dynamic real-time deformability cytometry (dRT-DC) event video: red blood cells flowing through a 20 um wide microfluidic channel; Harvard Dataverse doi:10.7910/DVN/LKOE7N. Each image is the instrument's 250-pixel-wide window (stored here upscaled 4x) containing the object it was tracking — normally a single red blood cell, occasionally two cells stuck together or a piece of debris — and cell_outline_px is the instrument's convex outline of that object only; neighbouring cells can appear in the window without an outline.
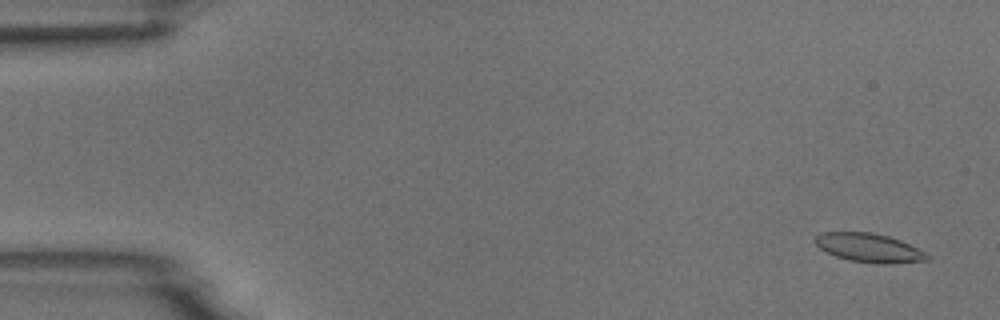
{"species": "common noctule bat (a hibernating species)", "species_latin": "Nyctalus noctula", "temperature_condition": "room temperature", "stored_images_in_passage": 55, "camera_frame_rate_fps": 3000, "um_per_image_px": 0.085, "animal": {"sex": "male", "body_mass_g": 18.8}, "frame": {"image": 1, "passage_image": 3, "time_ms": 0.667, "image_size_px": [1000, 320], "cell_outline_px": [[928, 260], [888, 264], [876, 264], [848, 260], [836, 256], [820, 248], [812, 240], [820, 232], [872, 232], [888, 236], [900, 240], [924, 252], [928, 256]], "centroid_in_image_um": [73.82, 21.06], "position_along_channel_um": 11.2, "area_um2": 18.73}}
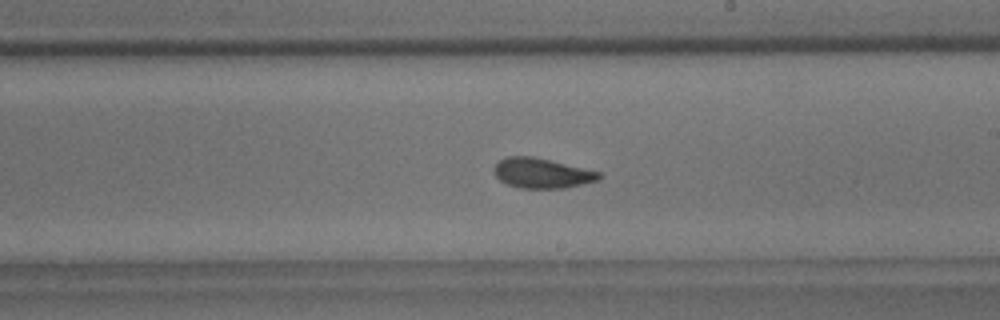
{"frame": {"image": 2, "passage_image": 32, "time_ms": 10.333, "image_size_px": [1000, 320], "cell_outline_px": [[604, 176], [600, 180], [564, 188], [520, 188], [508, 184], [500, 180], [492, 172], [492, 168], [500, 160], [508, 156], [532, 156], [600, 172]], "centroid_in_image_um": [46.06, 14.72], "position_along_channel_um": 242.9, "area_um2": 18.32}}
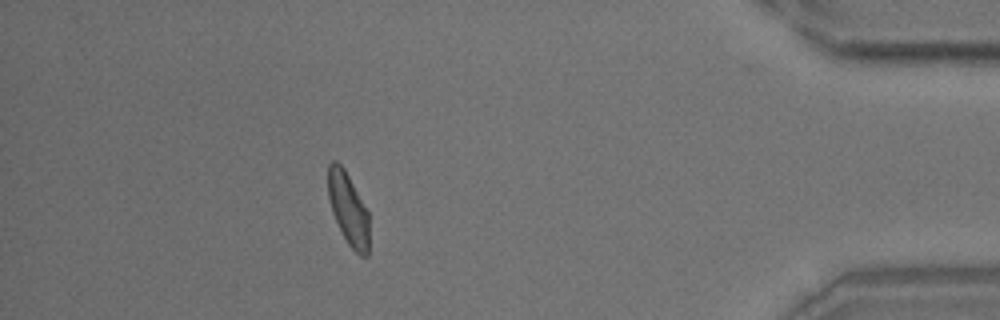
{"frame": {"image": 3, "passage_image": 49, "time_ms": 16.0, "image_size_px": [1000, 320], "cell_outline_px": [[368, 256], [360, 256], [348, 244], [332, 212], [328, 196], [328, 164], [332, 160], [336, 160], [344, 168], [368, 212]], "centroid_in_image_um": [29.59, 17.73], "position_along_channel_um": 405.6, "area_um2": 16.99}, "authors_computed_cell_mechanics": {"area_um2": 18.4382, "velocity_mm_per_s": 3.7061, "shape_relaxation_time_tau1_ms": 4.78, "shape_relaxation_time_tau2_ms": 2.4473, "deformation_change_tau1": 0.14, "deformation_change_tau2": 0.0828}}